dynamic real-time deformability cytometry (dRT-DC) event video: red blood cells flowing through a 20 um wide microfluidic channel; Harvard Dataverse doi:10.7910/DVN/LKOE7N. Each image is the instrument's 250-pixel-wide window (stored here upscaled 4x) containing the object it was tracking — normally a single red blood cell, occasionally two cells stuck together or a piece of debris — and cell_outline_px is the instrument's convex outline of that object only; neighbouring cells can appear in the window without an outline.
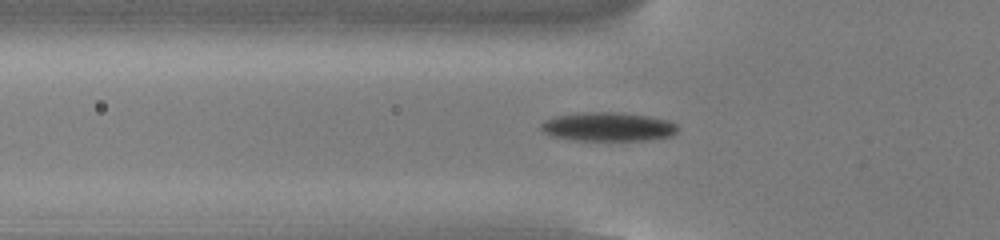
{"species": "common noctule bat (a hibernating species)", "species_latin": "Nyctalus noctula", "temperature_condition": "cold", "stored_images_in_passage": 54, "camera_frame_rate_fps": 3000, "um_per_image_px": 0.085, "animal": {"sex": "male", "body_mass_g": 13.0, "forearm_length_mm": 53.1}, "frame": {"image": 1, "passage_image": 19, "time_ms": 6.0, "image_size_px": [1000, 240], "cell_outline_px": [[680, 128], [672, 136], [648, 140], [572, 140], [552, 136], [544, 132], [540, 128], [540, 124], [544, 120], [556, 116], [588, 112], [612, 112], [648, 116], [668, 120], [676, 124]], "centroid_in_image_um": [51.7, 10.78], "position_along_channel_um": 74.1, "area_um2": 22.95}}
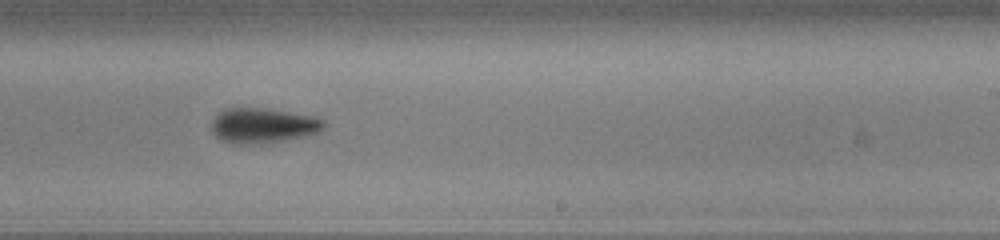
{"frame": {"image": 2, "passage_image": 34, "time_ms": 11.0, "image_size_px": [1000, 240], "cell_outline_px": [[324, 128], [320, 132], [308, 136], [272, 144], [232, 144], [220, 140], [212, 132], [212, 120], [224, 108], [260, 108], [312, 116], [324, 120]], "centroid_in_image_um": [22.36, 10.71], "position_along_channel_um": 266.6, "area_um2": 23.29}}
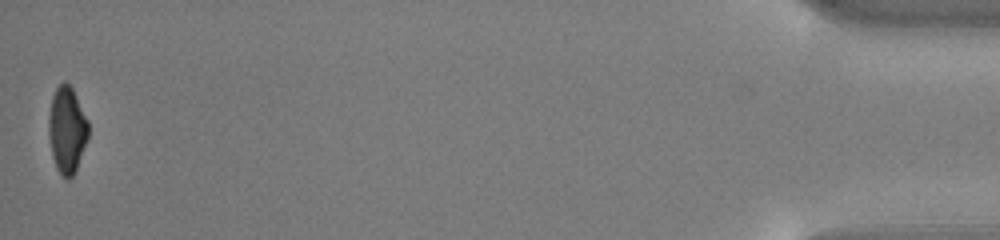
{"frame": {"image": 3, "passage_image": 54, "time_ms": 17.667, "image_size_px": [1000, 240], "cell_outline_px": [[88, 140], [76, 168], [72, 176], [68, 180], [56, 168], [52, 156], [48, 136], [48, 116], [52, 96], [56, 88], [64, 80], [72, 88], [88, 120]], "centroid_in_image_um": [5.68, 11.02], "position_along_channel_um": 429.5, "area_um2": 20.0}, "authors_computed_cell_mechanics": {"area_um2": 21.5594, "velocity_mm_per_s": 3.8511, "shape_relaxation_time_tau1_ms": 2.1592, "shape_relaxation_time_tau2_ms": null, "deformation_change_tau1": 0.1159, "deformation_change_tau2": null}}